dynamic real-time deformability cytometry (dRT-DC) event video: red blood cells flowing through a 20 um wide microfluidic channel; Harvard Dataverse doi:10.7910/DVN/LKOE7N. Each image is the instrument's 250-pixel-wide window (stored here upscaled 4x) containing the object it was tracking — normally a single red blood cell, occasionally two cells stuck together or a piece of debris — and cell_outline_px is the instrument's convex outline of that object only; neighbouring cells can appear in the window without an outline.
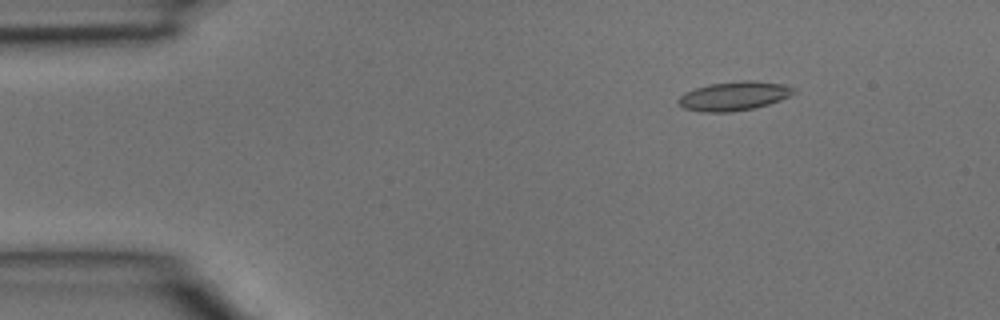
{"species": "common noctule bat (a hibernating species)", "species_latin": "Nyctalus noctula", "temperature_condition": "room temperature", "stored_images_in_passage": 4, "camera_frame_rate_fps": 3000, "um_per_image_px": 0.085, "animal": {"sex": "male", "body_mass_g": 15.6}, "frame": {"image": 1, "passage_image": 2, "time_ms": 0.333, "image_size_px": [1000, 320], "cell_outline_px": [[796, 92], [780, 100], [768, 104], [752, 108], [728, 112], [704, 112], [684, 108], [676, 100], [684, 92], [696, 88], [712, 84], [740, 80], [752, 80], [784, 84], [796, 88]], "centroid_in_image_um": [62.4, 8.15], "position_along_channel_um": 22.6, "area_um2": 19.36}}
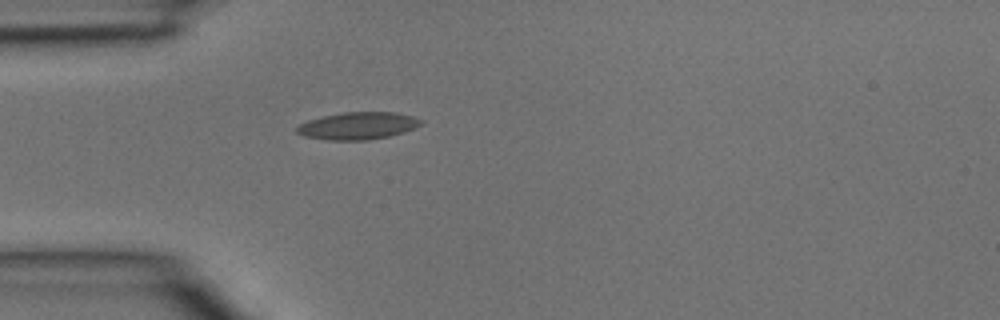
{"frame": {"image": 2, "passage_image": 4, "time_ms": 1.0, "image_size_px": [1000, 320], "cell_outline_px": [[424, 120], [420, 124], [404, 132], [388, 136], [368, 140], [328, 140], [304, 136], [296, 132], [296, 128], [300, 124], [308, 120], [324, 116], [344, 112], [396, 112], [412, 116]], "centroid_in_image_um": [30.41, 10.69], "position_along_channel_um": 54.6, "area_um2": 19.59}}